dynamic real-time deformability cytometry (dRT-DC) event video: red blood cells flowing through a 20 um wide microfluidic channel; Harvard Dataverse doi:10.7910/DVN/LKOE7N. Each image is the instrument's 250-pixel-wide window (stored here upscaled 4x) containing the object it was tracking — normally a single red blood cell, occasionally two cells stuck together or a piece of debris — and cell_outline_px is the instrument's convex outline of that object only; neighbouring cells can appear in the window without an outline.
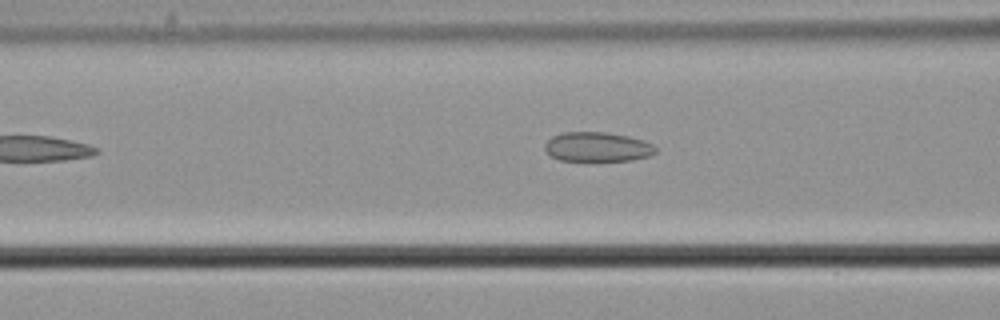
{"species": "common noctule bat (a hibernating species)", "species_latin": "Nyctalus noctula", "temperature_condition": "cold", "stored_images_in_passage": 46, "camera_frame_rate_fps": 3000, "um_per_image_px": 0.085, "animal": {"sex": "male", "body_mass_g": 21.5, "forearm_length_mm": 52.0}, "frame": {"image": 1, "passage_image": 12, "time_ms": 3.667, "image_size_px": [1000, 320], "cell_outline_px": [[656, 152], [652, 156], [632, 160], [560, 160], [552, 156], [544, 148], [544, 144], [552, 136], [564, 132], [604, 132], [628, 136], [644, 140], [652, 144], [656, 148]], "centroid_in_image_um": [50.81, 12.48], "position_along_channel_um": 115.8, "area_um2": 18.96}}
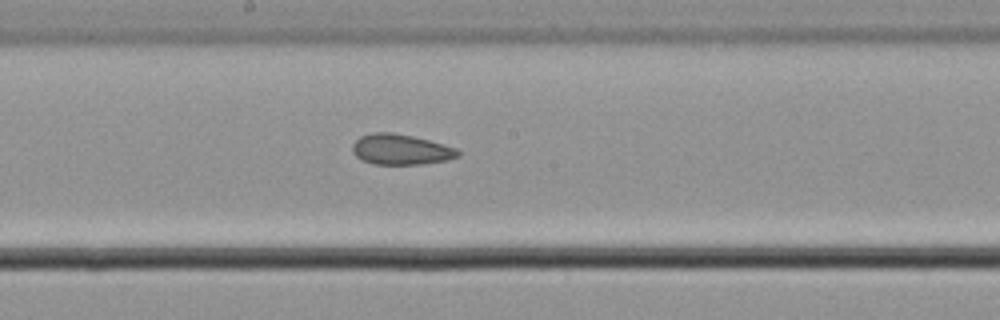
{"frame": {"image": 2, "passage_image": 20, "time_ms": 6.333, "image_size_px": [1000, 320], "cell_outline_px": [[460, 156], [448, 160], [424, 164], [372, 164], [360, 160], [352, 152], [352, 144], [360, 136], [372, 132], [392, 132], [412, 136], [428, 140], [456, 148], [460, 152]], "centroid_in_image_um": [34.04, 12.71], "position_along_channel_um": 214.2, "area_um2": 18.9}}
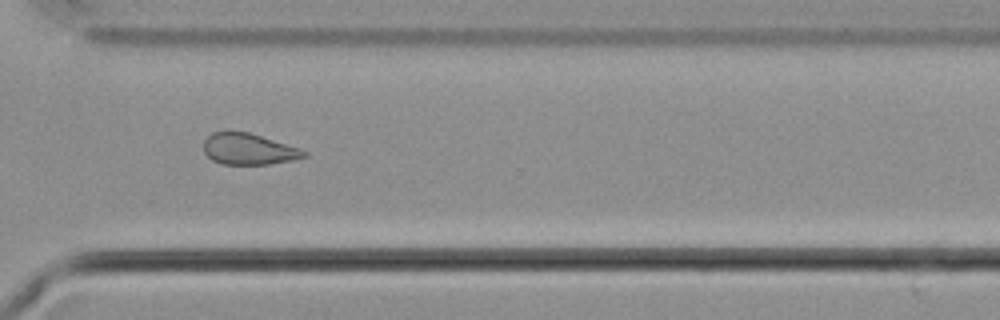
{"frame": {"image": 3, "passage_image": 31, "time_ms": 10.0, "image_size_px": [1000, 320], "cell_outline_px": [[308, 156], [292, 160], [268, 164], [220, 164], [212, 160], [204, 152], [204, 140], [212, 132], [248, 132], [300, 148], [308, 152]], "centroid_in_image_um": [21.14, 12.68], "position_along_channel_um": 349.5, "area_um2": 18.15}, "authors_computed_cell_mechanics": {"area_um2": 19.5075, "velocity_mm_per_s": 3.6798, "shape_relaxation_time_tau1_ms": 8.6081, "shape_relaxation_time_tau2_ms": 4.1273, "deformation_change_tau1": 0.0843, "deformation_change_tau2": 0.1053}}